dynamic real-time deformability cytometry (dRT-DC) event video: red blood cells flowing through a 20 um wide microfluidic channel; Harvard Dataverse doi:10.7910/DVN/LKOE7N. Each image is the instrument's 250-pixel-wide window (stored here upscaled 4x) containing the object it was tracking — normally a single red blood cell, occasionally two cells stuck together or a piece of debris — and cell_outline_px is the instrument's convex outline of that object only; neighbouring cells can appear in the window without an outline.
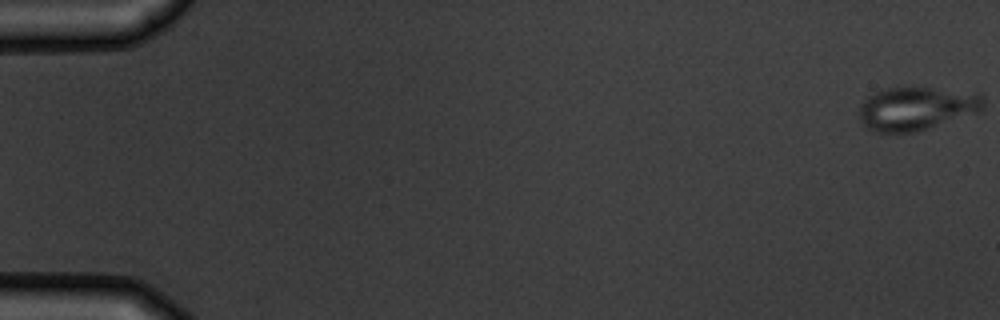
{"species": "common noctule bat (a hibernating species)", "species_latin": "Nyctalus noctula", "temperature_condition": "warm", "stored_images_in_passage": 5, "camera_frame_rate_fps": 3000, "um_per_image_px": 0.085, "animal": {"sex": "male", "body_mass_g": 19.5, "forearm_length_mm": 54.6}, "frame": {"image": 1, "passage_image": 1, "time_ms": 0.0, "image_size_px": [1000, 320], "cell_outline_px": [[984, 104], [980, 112], [916, 132], [876, 132], [864, 128], [860, 120], [860, 104], [868, 96], [884, 88], [932, 88], [980, 92], [984, 96]], "centroid_in_image_um": [77.93, 9.22], "position_along_channel_um": 7.1, "area_um2": 31.67}}